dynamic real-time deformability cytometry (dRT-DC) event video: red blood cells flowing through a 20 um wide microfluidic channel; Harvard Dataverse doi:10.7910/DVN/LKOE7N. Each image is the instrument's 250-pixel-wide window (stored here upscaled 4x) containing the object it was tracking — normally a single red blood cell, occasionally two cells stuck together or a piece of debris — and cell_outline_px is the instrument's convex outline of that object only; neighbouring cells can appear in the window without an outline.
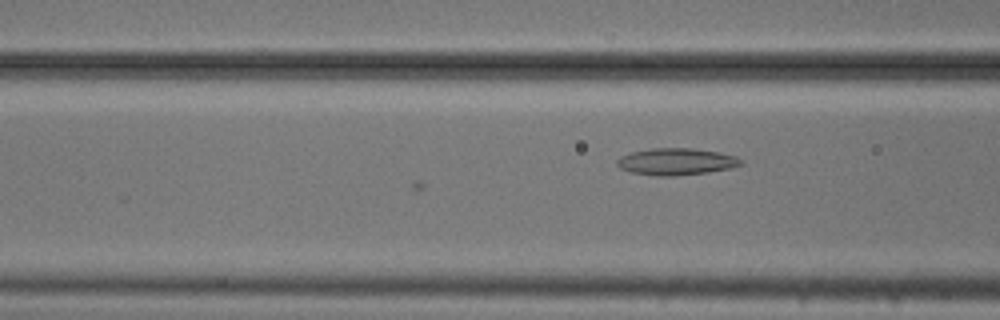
{"species": "common noctule bat (a hibernating species)", "species_latin": "Nyctalus noctula", "temperature_condition": "cold", "stored_images_in_passage": 8, "camera_frame_rate_fps": 3000, "um_per_image_px": 0.085, "animal": {"sex": "male", "body_mass_g": 20.5, "forearm_length_mm": 52.5}, "frame": {"image": 1, "passage_image": 8, "time_ms": 2.333, "image_size_px": [1000, 320], "cell_outline_px": [[744, 164], [732, 168], [708, 172], [672, 176], [660, 176], [632, 172], [620, 168], [616, 164], [616, 160], [620, 156], [632, 152], [652, 148], [692, 148], [720, 152], [736, 156]], "centroid_in_image_um": [57.49, 13.73], "position_along_channel_um": 109.1, "area_um2": 19.36}}